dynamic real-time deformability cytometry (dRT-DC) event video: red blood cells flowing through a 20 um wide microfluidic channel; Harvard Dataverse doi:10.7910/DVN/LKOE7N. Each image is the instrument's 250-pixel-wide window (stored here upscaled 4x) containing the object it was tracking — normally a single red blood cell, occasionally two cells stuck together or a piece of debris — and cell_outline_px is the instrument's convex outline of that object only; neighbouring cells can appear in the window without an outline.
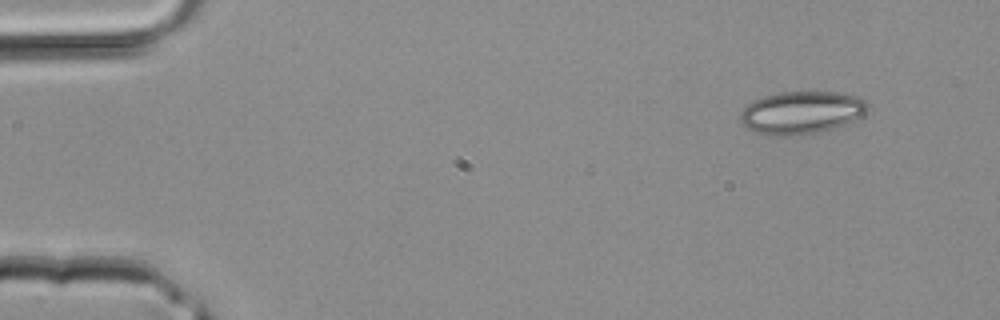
{"species": "common noctule bat (a hibernating species)", "species_latin": "Nyctalus noctula", "temperature_condition": "room temperature", "stored_images_in_passage": 3, "camera_frame_rate_fps": 3000, "um_per_image_px": 0.085, "animal": {"sex": "male", "body_mass_g": 20.4}, "frame": {"image": 1, "passage_image": 1, "time_ms": 0.0, "image_size_px": [1000, 320], "cell_outline_px": [[868, 108], [864, 112], [852, 120], [832, 128], [800, 136], [780, 136], [756, 132], [740, 124], [740, 112], [752, 100], [764, 96], [780, 92], [836, 92], [856, 96], [864, 100], [868, 104]], "centroid_in_image_um": [68.06, 9.56], "position_along_channel_um": 16.9, "area_um2": 31.39}}
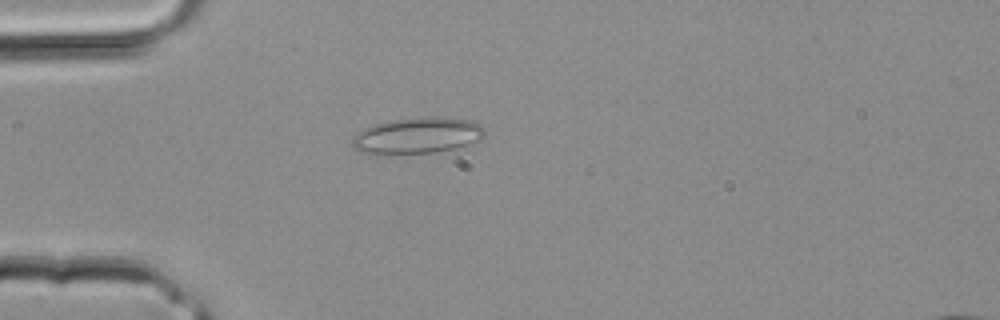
{"frame": {"image": 2, "passage_image": 3, "time_ms": 0.667, "image_size_px": [1000, 320], "cell_outline_px": [[484, 136], [480, 140], [456, 148], [436, 152], [360, 152], [352, 144], [352, 136], [356, 132], [364, 128], [376, 124], [392, 120], [420, 116], [436, 116], [472, 120], [480, 124], [484, 128]], "centroid_in_image_um": [35.53, 11.48], "position_along_channel_um": 49.5, "area_um2": 27.57}}